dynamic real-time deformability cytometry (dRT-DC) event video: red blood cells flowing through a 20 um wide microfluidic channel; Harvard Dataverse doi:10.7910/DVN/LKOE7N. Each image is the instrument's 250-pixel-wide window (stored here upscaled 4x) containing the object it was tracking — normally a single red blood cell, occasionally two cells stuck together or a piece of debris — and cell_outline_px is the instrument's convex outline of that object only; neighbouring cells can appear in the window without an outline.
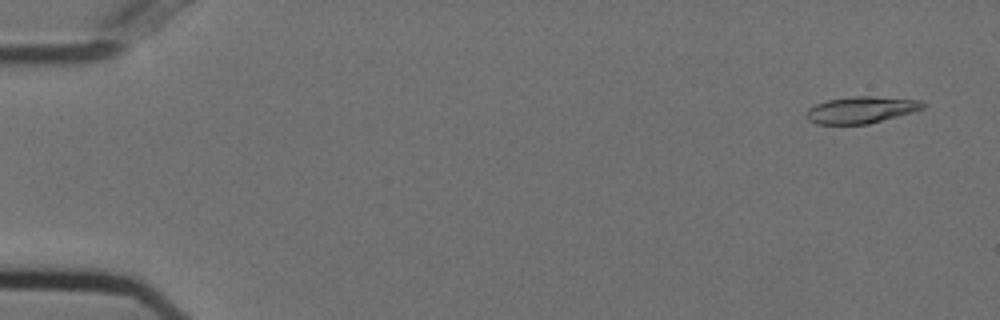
{"species": "Egyptian fruit bat (a non-hibernating species)", "species_latin": "Rousettus aegyptiacus", "temperature_condition": "cold", "stored_images_in_passage": 51, "camera_frame_rate_fps": 3000, "um_per_image_px": 0.085, "animal": {"sex": "female"}, "frame": {"image": 1, "passage_image": 3, "time_ms": 0.667, "image_size_px": [1000, 320], "cell_outline_px": [[928, 104], [924, 108], [912, 112], [868, 124], [816, 124], [808, 120], [804, 116], [804, 112], [808, 108], [816, 104], [828, 100], [852, 96], [872, 96], [920, 100]], "centroid_in_image_um": [73.17, 9.34], "position_along_channel_um": 11.8, "area_um2": 18.26}}
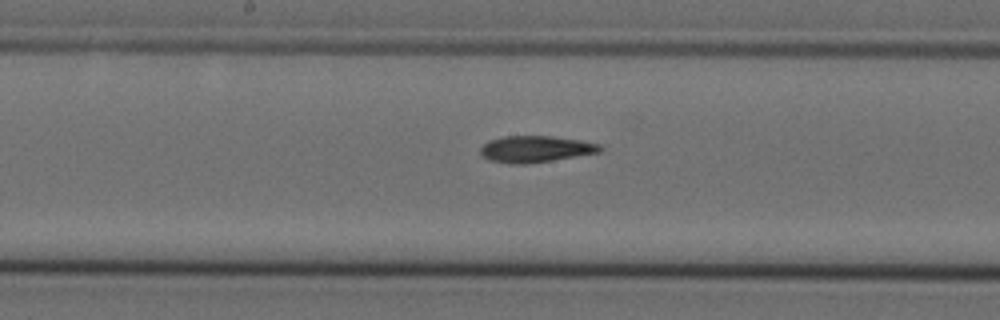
{"frame": {"image": 2, "passage_image": 29, "time_ms": 9.333, "image_size_px": [1000, 320], "cell_outline_px": [[604, 148], [600, 152], [552, 160], [524, 164], [508, 164], [488, 160], [480, 156], [480, 148], [488, 140], [504, 136], [552, 136], [580, 140], [600, 144]], "centroid_in_image_um": [45.48, 12.67], "position_along_channel_um": 202.7, "area_um2": 18.61}}
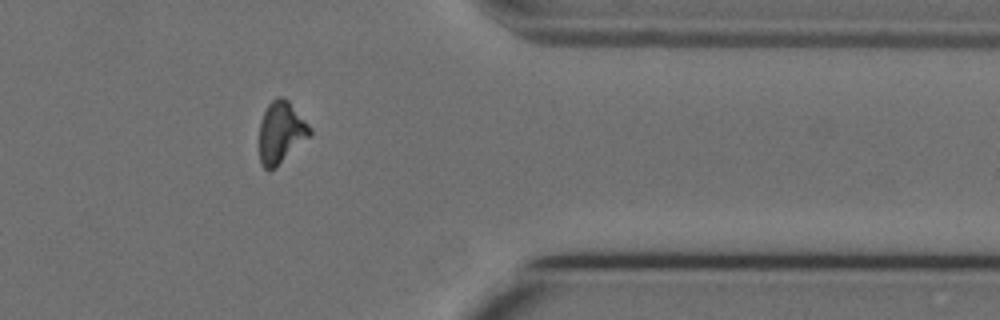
{"frame": {"image": 3, "passage_image": 45, "time_ms": 14.667, "image_size_px": [1000, 320], "cell_outline_px": [[312, 132], [276, 168], [264, 168], [260, 164], [260, 124], [264, 112], [268, 104], [276, 96], [280, 96], [288, 100], [312, 128]], "centroid_in_image_um": [23.87, 11.23], "position_along_channel_um": 387.5, "area_um2": 17.86}}